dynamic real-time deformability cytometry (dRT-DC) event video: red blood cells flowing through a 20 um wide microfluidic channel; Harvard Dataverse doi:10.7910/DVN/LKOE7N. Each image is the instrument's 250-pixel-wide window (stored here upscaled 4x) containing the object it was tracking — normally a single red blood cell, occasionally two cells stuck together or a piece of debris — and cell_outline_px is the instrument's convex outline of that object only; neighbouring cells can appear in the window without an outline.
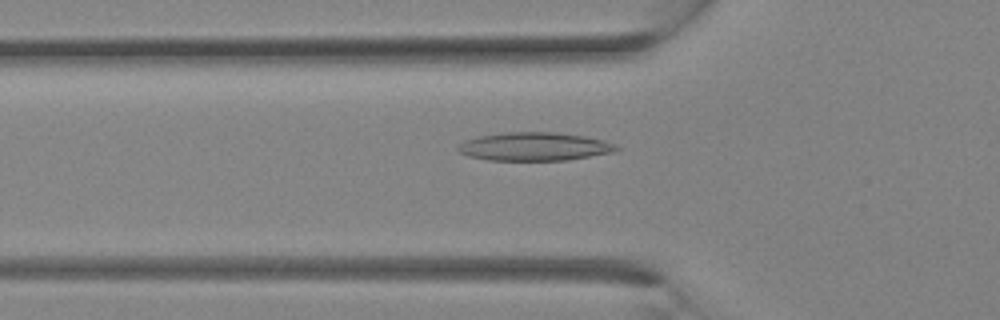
{"species": "Egyptian fruit bat (a non-hibernating species)", "species_latin": "Rousettus aegyptiacus", "temperature_condition": "room temperature", "stored_images_in_passage": 25, "camera_frame_rate_fps": 3000, "um_per_image_px": 0.085, "animal": {"sex": "female"}, "frame": {"image": 1, "passage_image": 4, "time_ms": 1.0, "image_size_px": [1000, 320], "cell_outline_px": [[620, 148], [616, 152], [568, 160], [488, 160], [468, 156], [460, 152], [456, 148], [464, 140], [480, 136], [508, 132], [556, 132], [584, 136], [604, 140]], "centroid_in_image_um": [45.44, 12.46], "position_along_channel_um": 80.4, "area_um2": 26.13}}
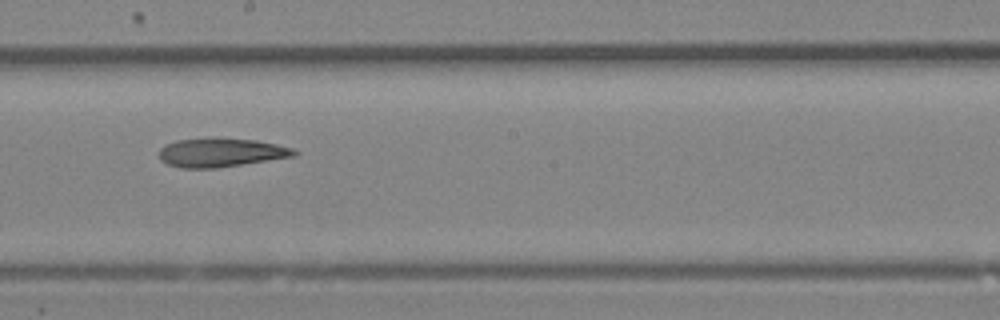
{"frame": {"image": 2, "passage_image": 11, "time_ms": 3.333, "image_size_px": [1000, 320], "cell_outline_px": [[300, 152], [296, 156], [216, 168], [180, 168], [168, 164], [160, 160], [160, 148], [164, 144], [176, 140], [216, 136], [256, 140], [276, 144], [292, 148]], "centroid_in_image_um": [18.77, 12.94], "position_along_channel_um": 229.4, "area_um2": 23.18}}
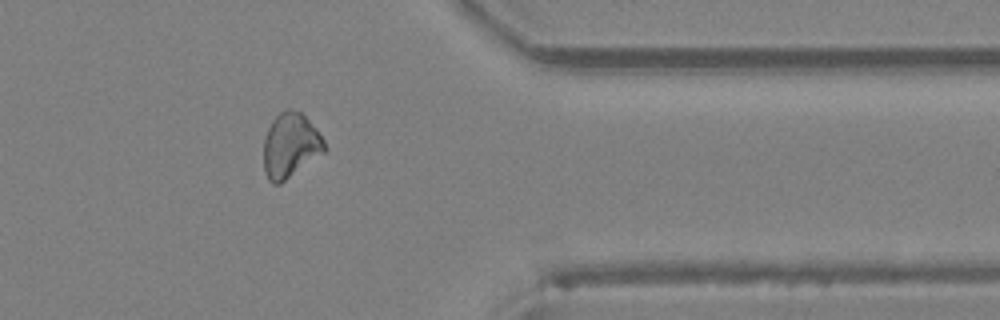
{"frame": {"image": 3, "passage_image": 19, "time_ms": 6.0, "image_size_px": [1000, 320], "cell_outline_px": [[328, 148], [324, 152], [280, 184], [272, 184], [268, 180], [264, 172], [264, 140], [268, 128], [272, 120], [280, 112], [288, 108], [292, 108], [300, 112], [316, 128], [324, 140]], "centroid_in_image_um": [24.68, 12.37], "position_along_channel_um": 386.7, "area_um2": 22.95}}